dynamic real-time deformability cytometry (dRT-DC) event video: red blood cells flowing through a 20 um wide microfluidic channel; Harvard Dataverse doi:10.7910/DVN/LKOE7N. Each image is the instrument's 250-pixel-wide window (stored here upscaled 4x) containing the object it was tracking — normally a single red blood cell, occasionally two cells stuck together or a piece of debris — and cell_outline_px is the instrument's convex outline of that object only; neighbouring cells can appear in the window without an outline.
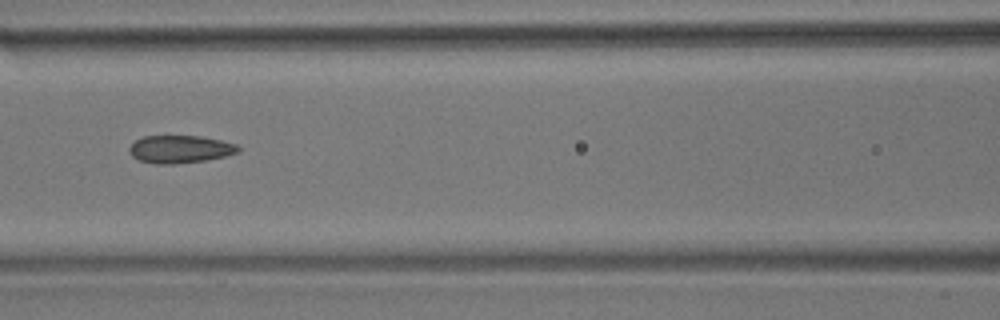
{"species": "common noctule bat (a hibernating species)", "species_latin": "Nyctalus noctula", "temperature_condition": "room temperature", "stored_images_in_passage": 24, "camera_frame_rate_fps": 3000, "um_per_image_px": 0.085, "animal": {"sex": "male", "body_mass_g": 17.9}, "frame": {"image": 1, "passage_image": 8, "time_ms": 2.333, "image_size_px": [1000, 320], "cell_outline_px": [[240, 152], [224, 156], [204, 160], [176, 164], [156, 164], [140, 160], [132, 156], [128, 152], [128, 148], [136, 140], [144, 136], [200, 136], [220, 140], [236, 144], [240, 148]], "centroid_in_image_um": [15.29, 12.68], "position_along_channel_um": 151.3, "area_um2": 17.51}}
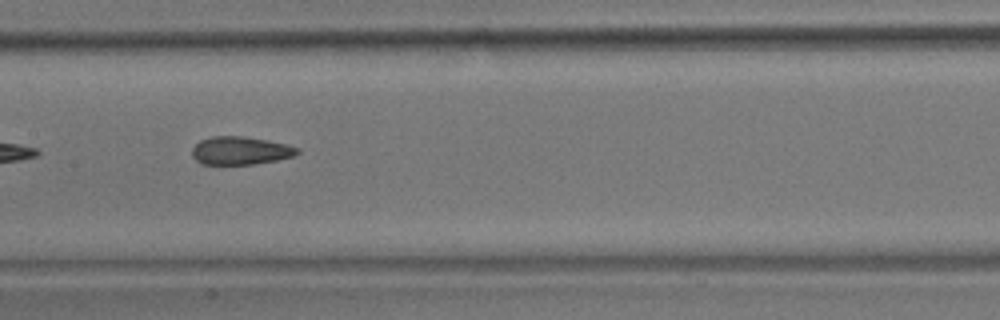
{"frame": {"image": 2, "passage_image": 11, "time_ms": 3.333, "image_size_px": [1000, 320], "cell_outline_px": [[300, 152], [292, 156], [276, 160], [252, 164], [200, 164], [192, 156], [192, 148], [200, 140], [212, 136], [244, 136], [268, 140], [300, 148]], "centroid_in_image_um": [20.41, 12.8], "position_along_channel_um": 187.0, "area_um2": 17.17}}
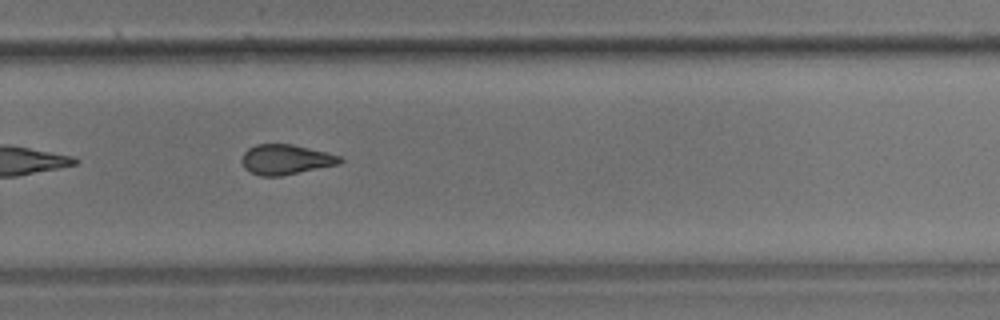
{"frame": {"image": 3, "passage_image": 21, "time_ms": 6.667, "image_size_px": [1000, 320], "cell_outline_px": [[344, 160], [340, 164], [280, 176], [260, 176], [244, 168], [240, 160], [244, 152], [248, 148], [256, 144], [292, 144], [340, 156]], "centroid_in_image_um": [24.26, 13.56], "position_along_channel_um": 305.5, "area_um2": 17.11}}